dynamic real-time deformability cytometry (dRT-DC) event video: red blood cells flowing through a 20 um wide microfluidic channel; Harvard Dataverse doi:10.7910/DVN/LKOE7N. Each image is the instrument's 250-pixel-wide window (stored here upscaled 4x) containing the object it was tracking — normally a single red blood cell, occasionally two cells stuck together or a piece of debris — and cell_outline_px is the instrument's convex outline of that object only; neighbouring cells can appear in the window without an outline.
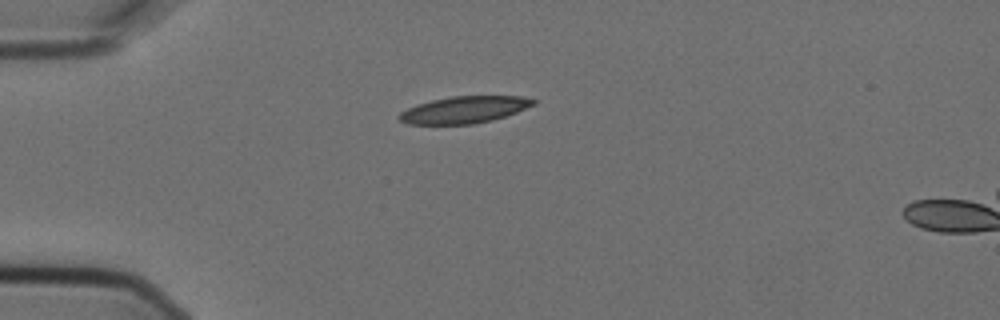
{"species": "Egyptian fruit bat (a non-hibernating species)", "species_latin": "Rousettus aegyptiacus", "temperature_condition": "cold", "stored_images_in_passage": 4, "camera_frame_rate_fps": 3000, "um_per_image_px": 0.085, "animal": {"sex": "female"}, "frame": {"image": 1, "passage_image": 1, "time_ms": 0.0, "image_size_px": [1000, 320], "cell_outline_px": [[536, 104], [516, 112], [492, 120], [472, 124], [408, 124], [400, 120], [396, 116], [400, 112], [408, 108], [432, 100], [452, 96], [520, 96], [536, 100]], "centroid_in_image_um": [39.46, 9.33], "position_along_channel_um": 45.5, "area_um2": 20.81}}
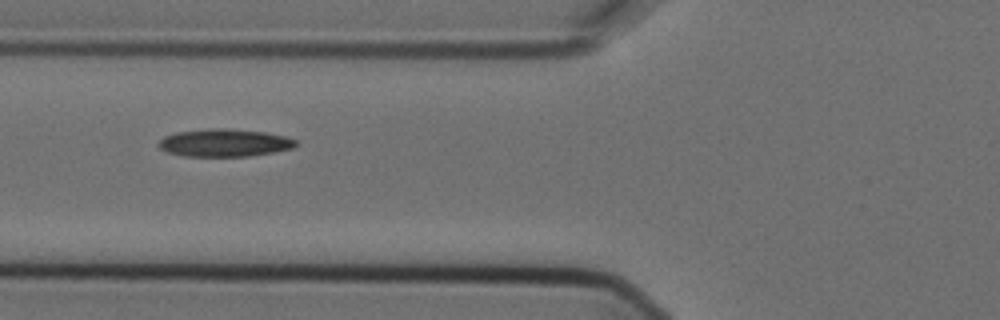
{"frame": {"image": 2, "passage_image": 3, "time_ms": 0.667, "image_size_px": [1000, 320], "cell_outline_px": [[300, 144], [296, 148], [248, 156], [184, 156], [168, 152], [160, 148], [156, 144], [164, 136], [176, 132], [212, 128], [224, 128], [264, 132], [284, 136], [296, 140]], "centroid_in_image_um": [19.09, 12.14], "position_along_channel_um": 106.7, "area_um2": 22.14}}
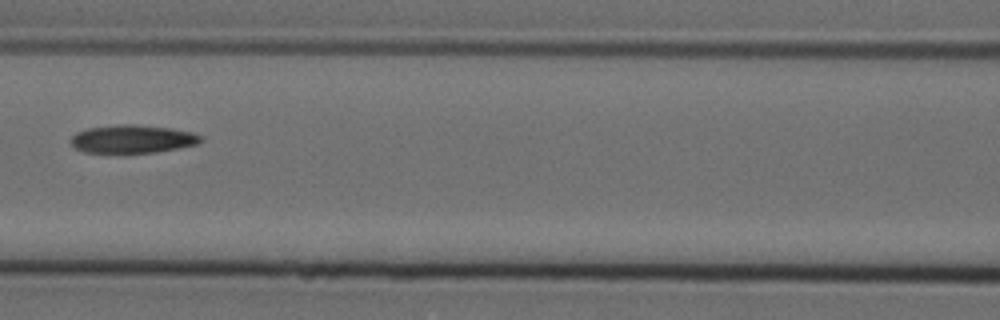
{"frame": {"image": 3, "passage_image": 4, "time_ms": 1.0, "image_size_px": [1000, 320], "cell_outline_px": [[204, 140], [196, 144], [156, 152], [84, 152], [76, 148], [68, 140], [76, 132], [88, 128], [120, 124], [136, 124], [168, 128], [192, 132], [204, 136]], "centroid_in_image_um": [11.26, 11.8], "position_along_channel_um": 155.3, "area_um2": 21.15}}